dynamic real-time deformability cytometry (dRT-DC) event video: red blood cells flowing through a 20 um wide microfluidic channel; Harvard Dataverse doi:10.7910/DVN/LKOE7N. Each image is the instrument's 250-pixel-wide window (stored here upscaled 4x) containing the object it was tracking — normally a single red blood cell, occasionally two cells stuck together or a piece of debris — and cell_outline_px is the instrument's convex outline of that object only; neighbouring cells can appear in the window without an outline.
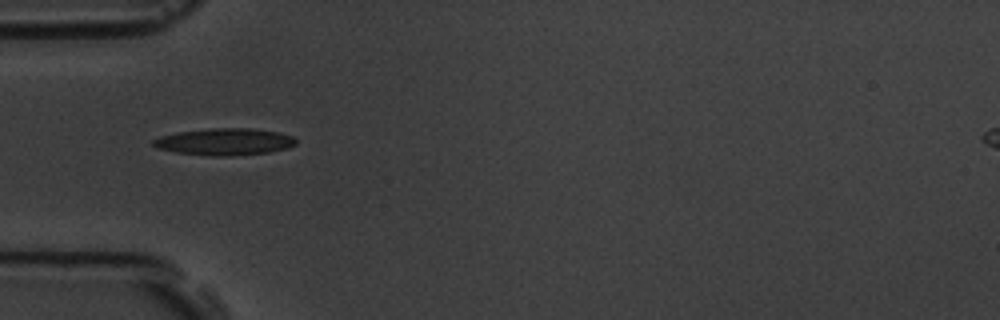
{"species": "common noctule bat (a hibernating species)", "species_latin": "Nyctalus noctula", "temperature_condition": "room temperature", "stored_images_in_passage": 3, "camera_frame_rate_fps": 3000, "um_per_image_px": 0.085, "animal": {"sex": "male", "body_mass_g": 19.5, "forearm_length_mm": 54.6}, "frame": {"image": 1, "passage_image": 1, "time_ms": 0.0, "image_size_px": [1000, 320], "cell_outline_px": [[296, 144], [288, 148], [268, 152], [232, 156], [212, 156], [176, 152], [156, 148], [152, 144], [152, 140], [164, 136], [180, 132], [212, 128], [252, 128], [280, 132], [292, 136], [296, 140]], "centroid_in_image_um": [19.13, 12.05], "position_along_channel_um": 65.9, "area_um2": 22.25}}
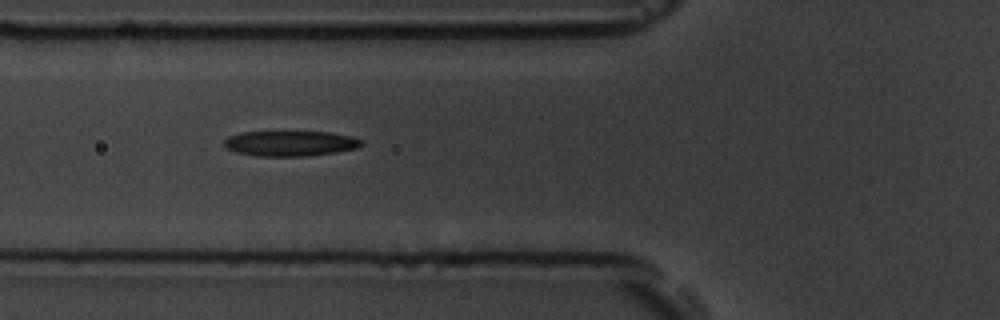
{"frame": {"image": 2, "passage_image": 2, "time_ms": 1.0, "image_size_px": [1000, 320], "cell_outline_px": [[364, 144], [360, 148], [336, 152], [308, 156], [256, 156], [236, 152], [228, 148], [224, 144], [224, 140], [228, 136], [240, 132], [328, 132], [352, 136], [364, 140]], "centroid_in_image_um": [24.73, 12.19], "position_along_channel_um": 101.1, "area_um2": 20.4}}
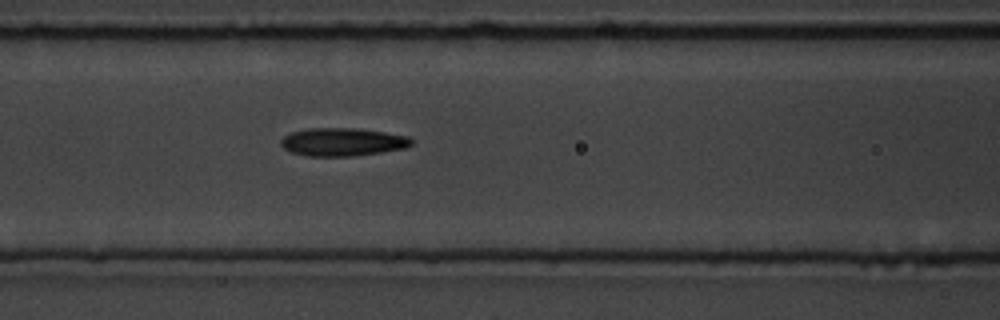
{"frame": {"image": 3, "passage_image": 3, "time_ms": 2.0, "image_size_px": [1000, 320], "cell_outline_px": [[412, 144], [404, 148], [380, 152], [352, 156], [308, 156], [292, 152], [284, 148], [280, 144], [280, 140], [284, 136], [292, 132], [308, 128], [360, 128], [408, 136], [412, 140]], "centroid_in_image_um": [29.1, 12.06], "position_along_channel_um": 137.5, "area_um2": 21.27}}